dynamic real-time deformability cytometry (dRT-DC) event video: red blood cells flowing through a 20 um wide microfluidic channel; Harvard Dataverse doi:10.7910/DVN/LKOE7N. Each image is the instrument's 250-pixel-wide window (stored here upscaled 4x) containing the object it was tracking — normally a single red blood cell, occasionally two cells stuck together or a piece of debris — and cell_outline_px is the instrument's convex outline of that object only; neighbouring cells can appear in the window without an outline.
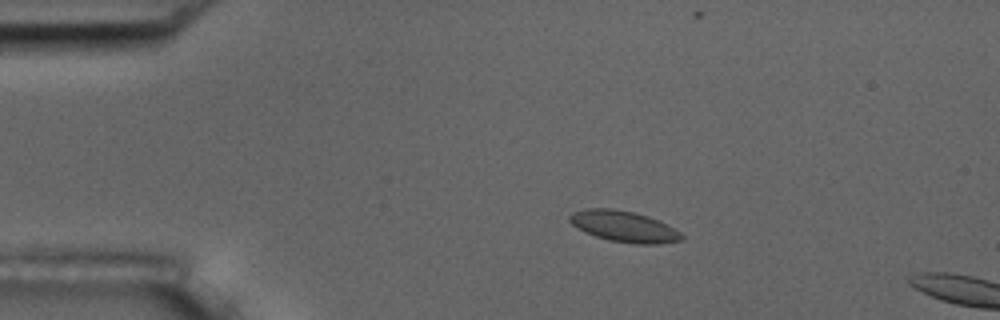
{"species": "common noctule bat (a hibernating species)", "species_latin": "Nyctalus noctula", "temperature_condition": "room temperature", "stored_images_in_passage": 4, "camera_frame_rate_fps": 3000, "um_per_image_px": 0.085, "animal": {"sex": "male", "body_mass_g": 17.5, "forearm_length_mm": 52.3}, "frame": {"image": 1, "passage_image": 3, "time_ms": 2.333, "image_size_px": [1000, 320], "cell_outline_px": [[684, 240], [660, 244], [636, 244], [608, 240], [584, 232], [572, 224], [568, 220], [568, 216], [572, 212], [584, 208], [612, 208], [636, 212], [648, 216], [680, 232], [684, 236]], "centroid_in_image_um": [53.0, 19.24], "position_along_channel_um": 32.0, "area_um2": 20.35}}